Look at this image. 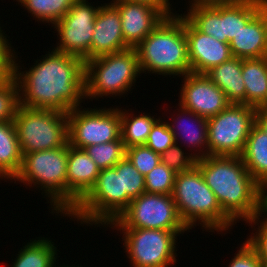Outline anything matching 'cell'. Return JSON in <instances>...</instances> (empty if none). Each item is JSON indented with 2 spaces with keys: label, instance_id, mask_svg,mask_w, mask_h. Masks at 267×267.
I'll list each match as a JSON object with an SVG mask.
<instances>
[{
  "label": "cell",
  "instance_id": "obj_31",
  "mask_svg": "<svg viewBox=\"0 0 267 267\" xmlns=\"http://www.w3.org/2000/svg\"><path fill=\"white\" fill-rule=\"evenodd\" d=\"M19 105V87L14 76L0 79V122L13 121Z\"/></svg>",
  "mask_w": 267,
  "mask_h": 267
},
{
  "label": "cell",
  "instance_id": "obj_6",
  "mask_svg": "<svg viewBox=\"0 0 267 267\" xmlns=\"http://www.w3.org/2000/svg\"><path fill=\"white\" fill-rule=\"evenodd\" d=\"M141 74L137 50L101 55L85 61V99L123 95Z\"/></svg>",
  "mask_w": 267,
  "mask_h": 267
},
{
  "label": "cell",
  "instance_id": "obj_16",
  "mask_svg": "<svg viewBox=\"0 0 267 267\" xmlns=\"http://www.w3.org/2000/svg\"><path fill=\"white\" fill-rule=\"evenodd\" d=\"M121 16L124 42L136 48L167 16L161 9L131 1H113Z\"/></svg>",
  "mask_w": 267,
  "mask_h": 267
},
{
  "label": "cell",
  "instance_id": "obj_14",
  "mask_svg": "<svg viewBox=\"0 0 267 267\" xmlns=\"http://www.w3.org/2000/svg\"><path fill=\"white\" fill-rule=\"evenodd\" d=\"M99 8L100 6L94 7L86 0H76L69 11L52 25L57 30L60 41L53 49L78 56L84 62L90 60L94 21Z\"/></svg>",
  "mask_w": 267,
  "mask_h": 267
},
{
  "label": "cell",
  "instance_id": "obj_25",
  "mask_svg": "<svg viewBox=\"0 0 267 267\" xmlns=\"http://www.w3.org/2000/svg\"><path fill=\"white\" fill-rule=\"evenodd\" d=\"M22 158L13 121L0 122V178L14 179L20 171Z\"/></svg>",
  "mask_w": 267,
  "mask_h": 267
},
{
  "label": "cell",
  "instance_id": "obj_12",
  "mask_svg": "<svg viewBox=\"0 0 267 267\" xmlns=\"http://www.w3.org/2000/svg\"><path fill=\"white\" fill-rule=\"evenodd\" d=\"M122 230L125 252L133 267H168L176 263V239L185 231L146 228ZM175 252V253H174Z\"/></svg>",
  "mask_w": 267,
  "mask_h": 267
},
{
  "label": "cell",
  "instance_id": "obj_26",
  "mask_svg": "<svg viewBox=\"0 0 267 267\" xmlns=\"http://www.w3.org/2000/svg\"><path fill=\"white\" fill-rule=\"evenodd\" d=\"M17 255L12 267H53L56 264L57 248L51 240L39 237L32 242L30 240Z\"/></svg>",
  "mask_w": 267,
  "mask_h": 267
},
{
  "label": "cell",
  "instance_id": "obj_44",
  "mask_svg": "<svg viewBox=\"0 0 267 267\" xmlns=\"http://www.w3.org/2000/svg\"><path fill=\"white\" fill-rule=\"evenodd\" d=\"M53 267H56V264L53 266ZM58 267V266H57ZM60 267V266H59ZM61 267H70L69 265L68 266H61ZM72 267V266H71ZM73 267H75V266H73ZM79 267V266H78ZM82 267V266H81Z\"/></svg>",
  "mask_w": 267,
  "mask_h": 267
},
{
  "label": "cell",
  "instance_id": "obj_38",
  "mask_svg": "<svg viewBox=\"0 0 267 267\" xmlns=\"http://www.w3.org/2000/svg\"><path fill=\"white\" fill-rule=\"evenodd\" d=\"M241 247L228 267H263L261 259L247 241Z\"/></svg>",
  "mask_w": 267,
  "mask_h": 267
},
{
  "label": "cell",
  "instance_id": "obj_28",
  "mask_svg": "<svg viewBox=\"0 0 267 267\" xmlns=\"http://www.w3.org/2000/svg\"><path fill=\"white\" fill-rule=\"evenodd\" d=\"M38 20L55 24L72 7L76 0H16Z\"/></svg>",
  "mask_w": 267,
  "mask_h": 267
},
{
  "label": "cell",
  "instance_id": "obj_1",
  "mask_svg": "<svg viewBox=\"0 0 267 267\" xmlns=\"http://www.w3.org/2000/svg\"><path fill=\"white\" fill-rule=\"evenodd\" d=\"M48 53L25 73L18 71L21 68L14 54L13 76L19 87V102L27 108L68 113L80 107L85 98V62L54 49Z\"/></svg>",
  "mask_w": 267,
  "mask_h": 267
},
{
  "label": "cell",
  "instance_id": "obj_15",
  "mask_svg": "<svg viewBox=\"0 0 267 267\" xmlns=\"http://www.w3.org/2000/svg\"><path fill=\"white\" fill-rule=\"evenodd\" d=\"M182 78L179 105L183 108L208 119L230 105L225 93L206 74L188 73Z\"/></svg>",
  "mask_w": 267,
  "mask_h": 267
},
{
  "label": "cell",
  "instance_id": "obj_10",
  "mask_svg": "<svg viewBox=\"0 0 267 267\" xmlns=\"http://www.w3.org/2000/svg\"><path fill=\"white\" fill-rule=\"evenodd\" d=\"M255 112L254 107L245 104H230L216 116L208 118V155L241 156L255 123Z\"/></svg>",
  "mask_w": 267,
  "mask_h": 267
},
{
  "label": "cell",
  "instance_id": "obj_24",
  "mask_svg": "<svg viewBox=\"0 0 267 267\" xmlns=\"http://www.w3.org/2000/svg\"><path fill=\"white\" fill-rule=\"evenodd\" d=\"M246 105L259 108L267 101V57L242 59Z\"/></svg>",
  "mask_w": 267,
  "mask_h": 267
},
{
  "label": "cell",
  "instance_id": "obj_3",
  "mask_svg": "<svg viewBox=\"0 0 267 267\" xmlns=\"http://www.w3.org/2000/svg\"><path fill=\"white\" fill-rule=\"evenodd\" d=\"M135 49L141 73L178 77L191 73L182 14L166 16Z\"/></svg>",
  "mask_w": 267,
  "mask_h": 267
},
{
  "label": "cell",
  "instance_id": "obj_4",
  "mask_svg": "<svg viewBox=\"0 0 267 267\" xmlns=\"http://www.w3.org/2000/svg\"><path fill=\"white\" fill-rule=\"evenodd\" d=\"M171 195L178 214L188 229L196 226V222L209 232L226 231L234 225L222 211L215 194L205 183L196 165L188 171L176 173Z\"/></svg>",
  "mask_w": 267,
  "mask_h": 267
},
{
  "label": "cell",
  "instance_id": "obj_37",
  "mask_svg": "<svg viewBox=\"0 0 267 267\" xmlns=\"http://www.w3.org/2000/svg\"><path fill=\"white\" fill-rule=\"evenodd\" d=\"M2 31L0 27V79H5L13 75V59L16 52L11 49L9 40Z\"/></svg>",
  "mask_w": 267,
  "mask_h": 267
},
{
  "label": "cell",
  "instance_id": "obj_43",
  "mask_svg": "<svg viewBox=\"0 0 267 267\" xmlns=\"http://www.w3.org/2000/svg\"><path fill=\"white\" fill-rule=\"evenodd\" d=\"M263 110L267 111V101L263 104V106L261 107Z\"/></svg>",
  "mask_w": 267,
  "mask_h": 267
},
{
  "label": "cell",
  "instance_id": "obj_5",
  "mask_svg": "<svg viewBox=\"0 0 267 267\" xmlns=\"http://www.w3.org/2000/svg\"><path fill=\"white\" fill-rule=\"evenodd\" d=\"M67 160L68 144L56 149L26 153L19 173L13 179L41 187L50 198L52 213L67 216ZM54 210V211H53ZM56 210V211H55Z\"/></svg>",
  "mask_w": 267,
  "mask_h": 267
},
{
  "label": "cell",
  "instance_id": "obj_42",
  "mask_svg": "<svg viewBox=\"0 0 267 267\" xmlns=\"http://www.w3.org/2000/svg\"><path fill=\"white\" fill-rule=\"evenodd\" d=\"M267 185L263 189V208H267ZM266 194V195H265Z\"/></svg>",
  "mask_w": 267,
  "mask_h": 267
},
{
  "label": "cell",
  "instance_id": "obj_20",
  "mask_svg": "<svg viewBox=\"0 0 267 267\" xmlns=\"http://www.w3.org/2000/svg\"><path fill=\"white\" fill-rule=\"evenodd\" d=\"M233 57H267V8L264 7L229 43Z\"/></svg>",
  "mask_w": 267,
  "mask_h": 267
},
{
  "label": "cell",
  "instance_id": "obj_32",
  "mask_svg": "<svg viewBox=\"0 0 267 267\" xmlns=\"http://www.w3.org/2000/svg\"><path fill=\"white\" fill-rule=\"evenodd\" d=\"M176 173L163 163L153 168L145 179V191L147 193L171 195L175 183Z\"/></svg>",
  "mask_w": 267,
  "mask_h": 267
},
{
  "label": "cell",
  "instance_id": "obj_35",
  "mask_svg": "<svg viewBox=\"0 0 267 267\" xmlns=\"http://www.w3.org/2000/svg\"><path fill=\"white\" fill-rule=\"evenodd\" d=\"M178 143L171 145L160 155L161 163L169 167L175 173L188 171L196 165L197 159L191 153L186 155ZM186 155V156H184Z\"/></svg>",
  "mask_w": 267,
  "mask_h": 267
},
{
  "label": "cell",
  "instance_id": "obj_34",
  "mask_svg": "<svg viewBox=\"0 0 267 267\" xmlns=\"http://www.w3.org/2000/svg\"><path fill=\"white\" fill-rule=\"evenodd\" d=\"M174 143V135L171 132L168 122H164L159 118L152 126L145 145L161 155Z\"/></svg>",
  "mask_w": 267,
  "mask_h": 267
},
{
  "label": "cell",
  "instance_id": "obj_17",
  "mask_svg": "<svg viewBox=\"0 0 267 267\" xmlns=\"http://www.w3.org/2000/svg\"><path fill=\"white\" fill-rule=\"evenodd\" d=\"M185 34L191 73L206 74L233 57L229 43L199 32L186 18Z\"/></svg>",
  "mask_w": 267,
  "mask_h": 267
},
{
  "label": "cell",
  "instance_id": "obj_22",
  "mask_svg": "<svg viewBox=\"0 0 267 267\" xmlns=\"http://www.w3.org/2000/svg\"><path fill=\"white\" fill-rule=\"evenodd\" d=\"M179 108L180 109H177V110H178L179 113L181 112L180 113L181 115L180 114L177 115L178 116L177 120L175 118H173L174 120L171 119L172 122L174 121L173 124L168 122V125H169V127L171 129V132L174 135L175 143L179 142V138H183V139L185 138V140H183V141H185L184 143H186V144L189 143V145H187L188 147H190L192 145L191 146L192 148L193 147L194 148H198V147L200 148V150L199 149L198 150L195 149L196 151H199V152L198 153H194L193 156L197 160L205 158L206 156H208L207 118L199 116L196 113L192 112L191 110L183 108L181 105H179ZM182 114H183V116H182ZM186 115L189 116V117H186ZM190 116H191L192 119L190 118ZM186 118H187V121H185ZM184 121H185L186 124H183ZM180 122H182L181 123L182 125H180ZM189 122L192 123V124H190ZM176 123H178V124H176ZM194 123H196V124H194ZM174 124H176V125H174ZM179 125L182 128H180ZM179 136H181V137H179Z\"/></svg>",
  "mask_w": 267,
  "mask_h": 267
},
{
  "label": "cell",
  "instance_id": "obj_11",
  "mask_svg": "<svg viewBox=\"0 0 267 267\" xmlns=\"http://www.w3.org/2000/svg\"><path fill=\"white\" fill-rule=\"evenodd\" d=\"M111 225L117 228L189 230L182 222L172 195L144 192L133 199Z\"/></svg>",
  "mask_w": 267,
  "mask_h": 267
},
{
  "label": "cell",
  "instance_id": "obj_9",
  "mask_svg": "<svg viewBox=\"0 0 267 267\" xmlns=\"http://www.w3.org/2000/svg\"><path fill=\"white\" fill-rule=\"evenodd\" d=\"M265 7V0H240L230 5L190 7L183 16L201 33L230 43Z\"/></svg>",
  "mask_w": 267,
  "mask_h": 267
},
{
  "label": "cell",
  "instance_id": "obj_8",
  "mask_svg": "<svg viewBox=\"0 0 267 267\" xmlns=\"http://www.w3.org/2000/svg\"><path fill=\"white\" fill-rule=\"evenodd\" d=\"M127 208L122 193L121 172L115 167L100 170L95 185L67 214L85 224L109 225Z\"/></svg>",
  "mask_w": 267,
  "mask_h": 267
},
{
  "label": "cell",
  "instance_id": "obj_41",
  "mask_svg": "<svg viewBox=\"0 0 267 267\" xmlns=\"http://www.w3.org/2000/svg\"><path fill=\"white\" fill-rule=\"evenodd\" d=\"M255 123L267 133V111L261 107L256 108Z\"/></svg>",
  "mask_w": 267,
  "mask_h": 267
},
{
  "label": "cell",
  "instance_id": "obj_29",
  "mask_svg": "<svg viewBox=\"0 0 267 267\" xmlns=\"http://www.w3.org/2000/svg\"><path fill=\"white\" fill-rule=\"evenodd\" d=\"M100 170L114 167L126 156L122 138L107 143L90 145L84 149Z\"/></svg>",
  "mask_w": 267,
  "mask_h": 267
},
{
  "label": "cell",
  "instance_id": "obj_27",
  "mask_svg": "<svg viewBox=\"0 0 267 267\" xmlns=\"http://www.w3.org/2000/svg\"><path fill=\"white\" fill-rule=\"evenodd\" d=\"M127 112L120 108L121 138L125 148L145 145L151 128L158 119L144 113L135 117Z\"/></svg>",
  "mask_w": 267,
  "mask_h": 267
},
{
  "label": "cell",
  "instance_id": "obj_36",
  "mask_svg": "<svg viewBox=\"0 0 267 267\" xmlns=\"http://www.w3.org/2000/svg\"><path fill=\"white\" fill-rule=\"evenodd\" d=\"M264 213L266 214L265 216H267V212ZM264 213L261 212L251 220L246 221V223L249 222L248 224L251 223V227L252 223L253 225L257 224L258 222L260 223V226L258 225L257 232H255L256 235L255 233L253 236L249 235V238L246 241L256 251L257 255L261 259L263 267H267V218L261 216ZM259 216L263 217L264 221ZM259 219H261V221Z\"/></svg>",
  "mask_w": 267,
  "mask_h": 267
},
{
  "label": "cell",
  "instance_id": "obj_45",
  "mask_svg": "<svg viewBox=\"0 0 267 267\" xmlns=\"http://www.w3.org/2000/svg\"><path fill=\"white\" fill-rule=\"evenodd\" d=\"M263 212H267V208H263Z\"/></svg>",
  "mask_w": 267,
  "mask_h": 267
},
{
  "label": "cell",
  "instance_id": "obj_21",
  "mask_svg": "<svg viewBox=\"0 0 267 267\" xmlns=\"http://www.w3.org/2000/svg\"><path fill=\"white\" fill-rule=\"evenodd\" d=\"M207 77L224 93L230 104L246 105V89L242 77V59L232 57L213 67Z\"/></svg>",
  "mask_w": 267,
  "mask_h": 267
},
{
  "label": "cell",
  "instance_id": "obj_18",
  "mask_svg": "<svg viewBox=\"0 0 267 267\" xmlns=\"http://www.w3.org/2000/svg\"><path fill=\"white\" fill-rule=\"evenodd\" d=\"M100 169L84 149L68 143L67 214L95 185Z\"/></svg>",
  "mask_w": 267,
  "mask_h": 267
},
{
  "label": "cell",
  "instance_id": "obj_7",
  "mask_svg": "<svg viewBox=\"0 0 267 267\" xmlns=\"http://www.w3.org/2000/svg\"><path fill=\"white\" fill-rule=\"evenodd\" d=\"M13 123L22 155L68 144L67 113L19 105Z\"/></svg>",
  "mask_w": 267,
  "mask_h": 267
},
{
  "label": "cell",
  "instance_id": "obj_39",
  "mask_svg": "<svg viewBox=\"0 0 267 267\" xmlns=\"http://www.w3.org/2000/svg\"><path fill=\"white\" fill-rule=\"evenodd\" d=\"M112 1H121V0H112ZM131 2L147 3L161 9L167 16L172 15V9H170L169 0H124Z\"/></svg>",
  "mask_w": 267,
  "mask_h": 267
},
{
  "label": "cell",
  "instance_id": "obj_40",
  "mask_svg": "<svg viewBox=\"0 0 267 267\" xmlns=\"http://www.w3.org/2000/svg\"><path fill=\"white\" fill-rule=\"evenodd\" d=\"M240 0H192V4L190 3V7L196 6H217V5H230L238 2Z\"/></svg>",
  "mask_w": 267,
  "mask_h": 267
},
{
  "label": "cell",
  "instance_id": "obj_23",
  "mask_svg": "<svg viewBox=\"0 0 267 267\" xmlns=\"http://www.w3.org/2000/svg\"><path fill=\"white\" fill-rule=\"evenodd\" d=\"M241 158L254 180L267 185V133L256 123L251 127Z\"/></svg>",
  "mask_w": 267,
  "mask_h": 267
},
{
  "label": "cell",
  "instance_id": "obj_19",
  "mask_svg": "<svg viewBox=\"0 0 267 267\" xmlns=\"http://www.w3.org/2000/svg\"><path fill=\"white\" fill-rule=\"evenodd\" d=\"M93 33L91 59L130 48L124 42L120 13L112 3L100 6Z\"/></svg>",
  "mask_w": 267,
  "mask_h": 267
},
{
  "label": "cell",
  "instance_id": "obj_13",
  "mask_svg": "<svg viewBox=\"0 0 267 267\" xmlns=\"http://www.w3.org/2000/svg\"><path fill=\"white\" fill-rule=\"evenodd\" d=\"M68 143L72 147L85 149L90 145L112 142L121 138L119 108L78 107L67 113Z\"/></svg>",
  "mask_w": 267,
  "mask_h": 267
},
{
  "label": "cell",
  "instance_id": "obj_2",
  "mask_svg": "<svg viewBox=\"0 0 267 267\" xmlns=\"http://www.w3.org/2000/svg\"><path fill=\"white\" fill-rule=\"evenodd\" d=\"M196 166L215 194L222 211L236 223L263 212V188L248 172L241 156H211Z\"/></svg>",
  "mask_w": 267,
  "mask_h": 267
},
{
  "label": "cell",
  "instance_id": "obj_33",
  "mask_svg": "<svg viewBox=\"0 0 267 267\" xmlns=\"http://www.w3.org/2000/svg\"><path fill=\"white\" fill-rule=\"evenodd\" d=\"M126 157L143 176L161 162L160 155L146 145L126 148Z\"/></svg>",
  "mask_w": 267,
  "mask_h": 267
},
{
  "label": "cell",
  "instance_id": "obj_30",
  "mask_svg": "<svg viewBox=\"0 0 267 267\" xmlns=\"http://www.w3.org/2000/svg\"><path fill=\"white\" fill-rule=\"evenodd\" d=\"M117 172H121L122 193H127V207L133 199H136L145 191V179L125 156L115 166Z\"/></svg>",
  "mask_w": 267,
  "mask_h": 267
}]
</instances>
